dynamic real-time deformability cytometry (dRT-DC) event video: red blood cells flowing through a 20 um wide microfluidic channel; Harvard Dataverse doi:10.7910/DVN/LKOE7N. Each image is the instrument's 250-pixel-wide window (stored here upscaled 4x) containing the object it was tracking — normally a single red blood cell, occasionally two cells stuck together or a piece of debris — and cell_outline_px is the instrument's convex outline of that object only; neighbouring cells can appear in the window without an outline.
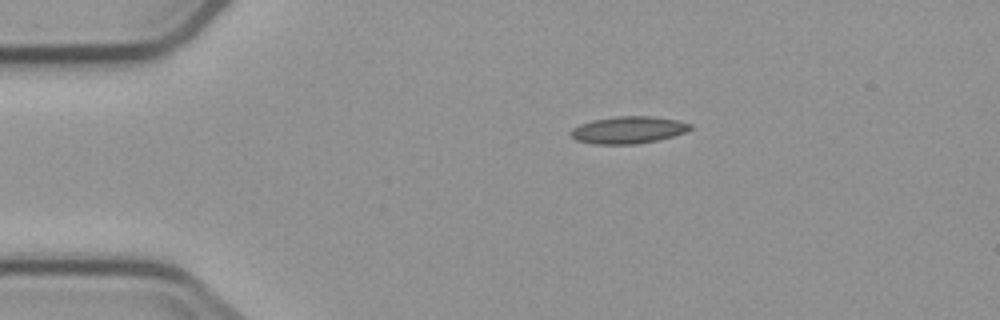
{"species": "common noctule bat (a hibernating species)", "species_latin": "Nyctalus noctula", "temperature_condition": "cold", "stored_images_in_passage": 3, "camera_frame_rate_fps": 3000, "um_per_image_px": 0.085, "animal": {"sex": "male", "body_mass_g": 23.1, "forearm_length_mm": 52.7}, "frame": {"image": 1, "passage_image": 1, "time_ms": 0.0, "image_size_px": [1000, 320], "cell_outline_px": [[692, 128], [684, 132], [672, 136], [656, 140], [636, 144], [592, 144], [576, 140], [568, 132], [572, 128], [580, 124], [592, 120], [616, 116], [652, 116], [676, 120], [692, 124]], "centroid_in_image_um": [53.36, 11.04], "position_along_channel_um": 31.6, "area_um2": 18.84}}
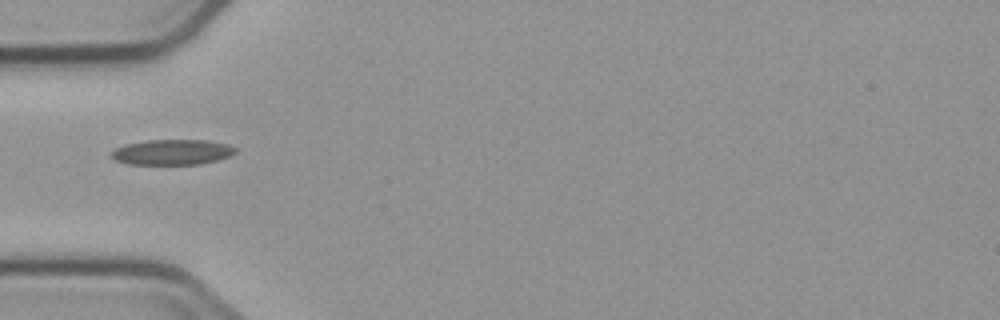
{"frame": {"image": 2, "passage_image": 3, "time_ms": 2.333, "image_size_px": [1000, 320], "cell_outline_px": [[236, 152], [228, 156], [216, 160], [200, 164], [128, 164], [116, 160], [112, 156], [112, 152], [116, 148], [124, 144], [148, 140], [208, 140], [228, 144], [236, 148]], "centroid_in_image_um": [14.65, 12.92], "position_along_channel_um": 70.4, "area_um2": 18.21}}